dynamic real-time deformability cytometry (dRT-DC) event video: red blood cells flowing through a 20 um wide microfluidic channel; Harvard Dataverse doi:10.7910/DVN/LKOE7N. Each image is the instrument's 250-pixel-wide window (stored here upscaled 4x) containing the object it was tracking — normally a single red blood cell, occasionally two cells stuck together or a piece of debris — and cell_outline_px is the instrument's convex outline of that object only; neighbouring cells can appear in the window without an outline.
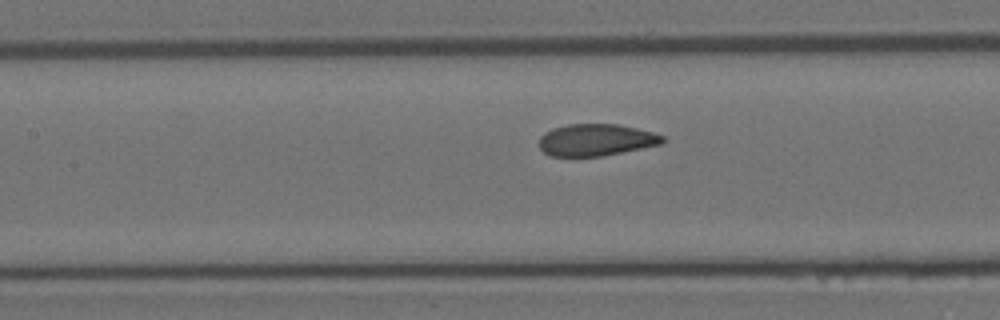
{"species": "Egyptian fruit bat (a non-hibernating species)", "species_latin": "Rousettus aegyptiacus", "temperature_condition": "room temperature", "stored_images_in_passage": 17, "camera_frame_rate_fps": 3000, "um_per_image_px": 0.085, "animal": {"sex": "female"}, "frame": {"image": 1, "passage_image": 15, "time_ms": 4.667, "image_size_px": [1000, 320], "cell_outline_px": [[664, 144], [604, 156], [552, 156], [544, 152], [540, 148], [540, 136], [544, 132], [552, 128], [568, 124], [620, 124], [652, 132], [664, 136]], "centroid_in_image_um": [50.69, 11.89], "position_along_channel_um": 156.7, "area_um2": 23.12}}